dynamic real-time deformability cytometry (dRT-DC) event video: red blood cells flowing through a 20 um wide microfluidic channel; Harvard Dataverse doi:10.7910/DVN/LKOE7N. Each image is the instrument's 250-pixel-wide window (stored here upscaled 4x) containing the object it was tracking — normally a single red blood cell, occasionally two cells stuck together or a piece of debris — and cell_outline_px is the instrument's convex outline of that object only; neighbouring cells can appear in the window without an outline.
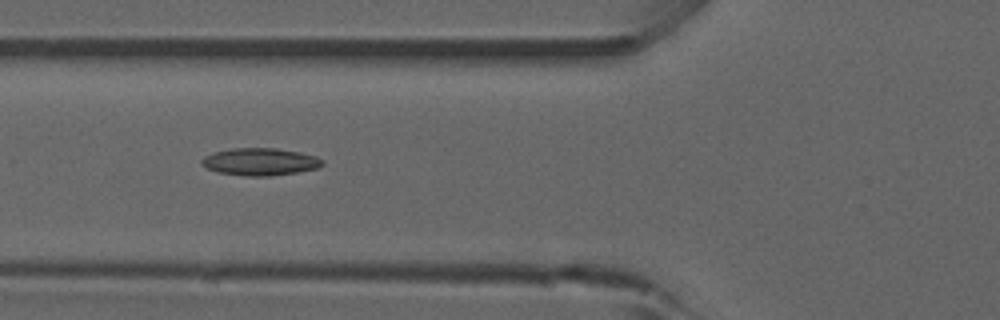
{"species": "common noctule bat (a hibernating species)", "species_latin": "Nyctalus noctula", "temperature_condition": "room temperature", "stored_images_in_passage": 19, "camera_frame_rate_fps": 3000, "um_per_image_px": 0.085, "animal": {"sex": "male", "forearm_length_mm": 52.5}, "frame": {"image": 1, "passage_image": 10, "time_ms": 3.0, "image_size_px": [1000, 320], "cell_outline_px": [[324, 164], [316, 168], [296, 172], [272, 176], [244, 176], [216, 172], [200, 164], [200, 160], [204, 156], [212, 152], [232, 148], [276, 148], [300, 152], [316, 156], [324, 160]], "centroid_in_image_um": [22.08, 13.74], "position_along_channel_um": 103.7, "area_um2": 19.42}}
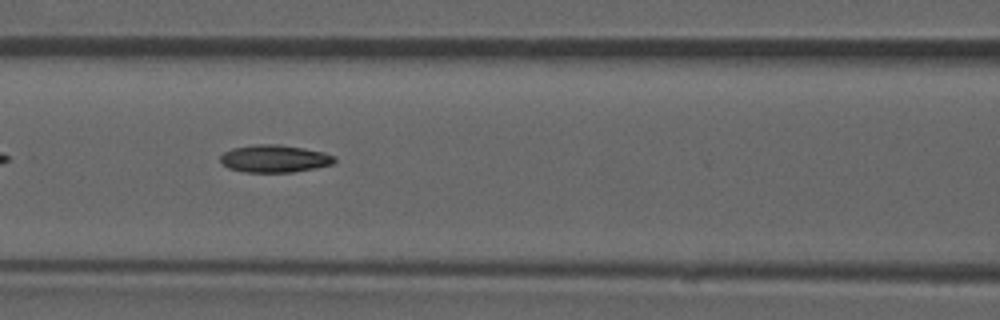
{"frame": {"image": 2, "passage_image": 13, "time_ms": 4.0, "image_size_px": [1000, 320], "cell_outline_px": [[336, 160], [332, 164], [316, 168], [292, 172], [244, 172], [228, 168], [220, 160], [220, 156], [224, 152], [232, 148], [256, 144], [280, 144], [324, 152], [336, 156]], "centroid_in_image_um": [23.34, 13.48], "position_along_channel_um": 143.3, "area_um2": 18.32}}
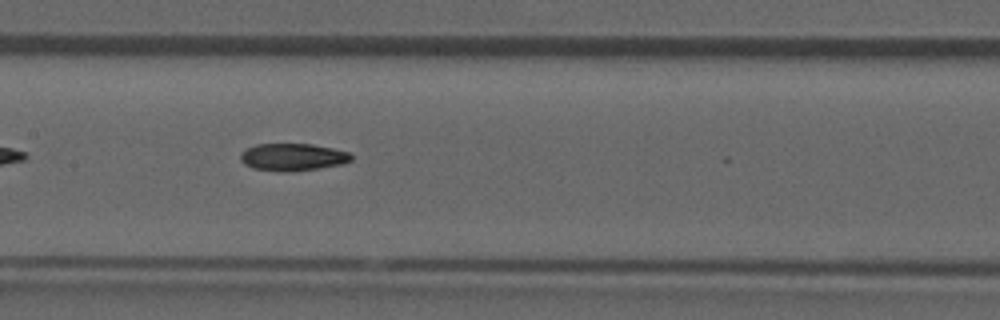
{"frame": {"image": 3, "passage_image": 16, "time_ms": 5.0, "image_size_px": [1000, 320], "cell_outline_px": [[352, 160], [344, 164], [320, 168], [292, 172], [280, 172], [252, 168], [244, 164], [240, 160], [240, 152], [256, 144], [312, 144], [332, 148], [348, 152], [352, 156]], "centroid_in_image_um": [24.87, 13.36], "position_along_channel_um": 182.5, "area_um2": 17.86}}